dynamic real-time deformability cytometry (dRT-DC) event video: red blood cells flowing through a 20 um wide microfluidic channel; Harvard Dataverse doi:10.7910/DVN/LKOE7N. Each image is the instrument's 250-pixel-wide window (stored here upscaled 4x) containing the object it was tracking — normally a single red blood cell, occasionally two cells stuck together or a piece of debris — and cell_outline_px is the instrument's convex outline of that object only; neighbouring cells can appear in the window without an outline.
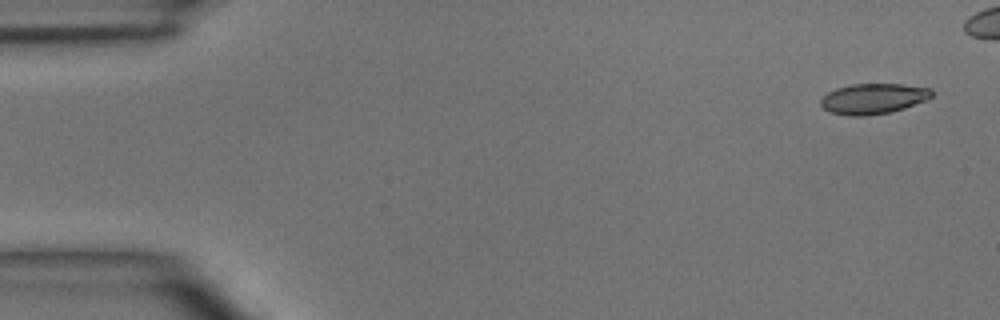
{"species": "common noctule bat (a hibernating species)", "species_latin": "Nyctalus noctula", "temperature_condition": "room temperature", "stored_images_in_passage": 5, "camera_frame_rate_fps": 3000, "um_per_image_px": 0.085, "animal": {"sex": "male", "body_mass_g": 15.6}, "frame": {"image": 1, "passage_image": 1, "time_ms": 0.0, "image_size_px": [1000, 320], "cell_outline_px": [[932, 96], [928, 100], [892, 112], [864, 116], [848, 116], [828, 112], [820, 104], [820, 100], [828, 92], [836, 88], [852, 84], [904, 84], [932, 88]], "centroid_in_image_um": [74.24, 8.39], "position_along_channel_um": 10.8, "area_um2": 19.94}}